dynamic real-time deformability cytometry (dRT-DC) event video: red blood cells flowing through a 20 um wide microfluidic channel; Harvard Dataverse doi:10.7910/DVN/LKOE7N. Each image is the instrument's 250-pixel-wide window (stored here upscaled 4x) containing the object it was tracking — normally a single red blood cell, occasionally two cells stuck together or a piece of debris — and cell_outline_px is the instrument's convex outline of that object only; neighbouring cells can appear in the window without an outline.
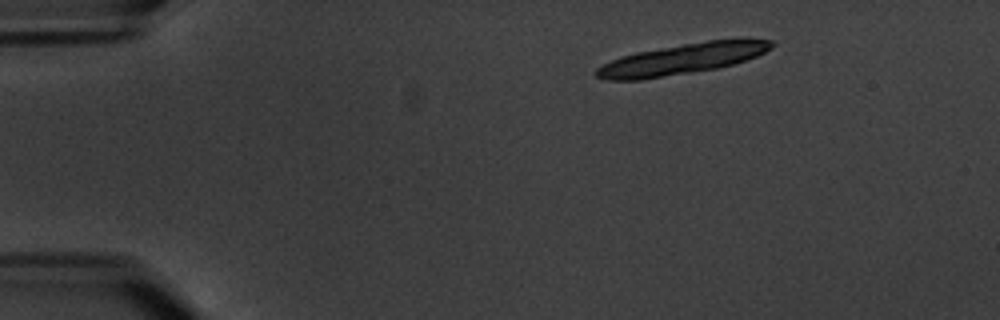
{"species": "common noctule bat (a hibernating species)", "species_latin": "Nyctalus noctula", "temperature_condition": "warm", "stored_images_in_passage": 4, "camera_frame_rate_fps": 3000, "um_per_image_px": 0.085, "animal": {"sex": "male", "body_mass_g": 20.1, "forearm_length_mm": 53.5}, "frame": {"image": 1, "passage_image": 2, "time_ms": 1.0, "image_size_px": [1000, 320], "cell_outline_px": [[776, 44], [772, 48], [756, 56], [732, 64], [716, 68], [640, 80], [608, 80], [596, 76], [596, 68], [620, 56], [636, 52], [708, 40], [776, 40]], "centroid_in_image_um": [57.95, 5.02], "position_along_channel_um": 27.0, "area_um2": 30.69}}